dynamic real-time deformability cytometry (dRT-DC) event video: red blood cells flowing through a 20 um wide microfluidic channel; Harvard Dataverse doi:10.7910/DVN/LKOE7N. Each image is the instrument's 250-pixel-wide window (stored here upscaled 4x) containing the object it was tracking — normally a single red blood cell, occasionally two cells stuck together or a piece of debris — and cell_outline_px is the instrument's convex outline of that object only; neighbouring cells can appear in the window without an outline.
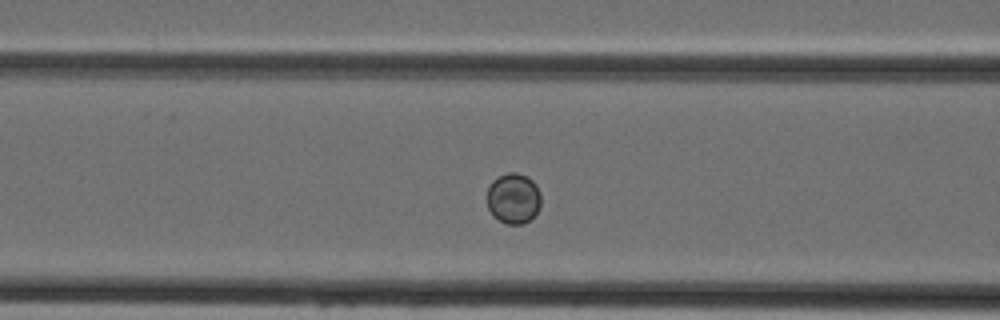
{"species": "Egyptian fruit bat (a non-hibernating species)", "species_latin": "Rousettus aegyptiacus", "temperature_condition": "cold", "stored_images_in_passage": 40, "camera_frame_rate_fps": 3000, "um_per_image_px": 0.085, "animal": {"sex": "female"}, "frame": {"image": 1, "passage_image": 12, "time_ms": 3.667, "image_size_px": [1000, 320], "cell_outline_px": [[540, 208], [524, 224], [508, 224], [492, 216], [488, 208], [488, 188], [492, 180], [508, 172], [516, 172], [532, 180], [536, 184], [540, 192]], "centroid_in_image_um": [43.64, 16.86], "position_along_channel_um": 123.0, "area_um2": 15.78}}
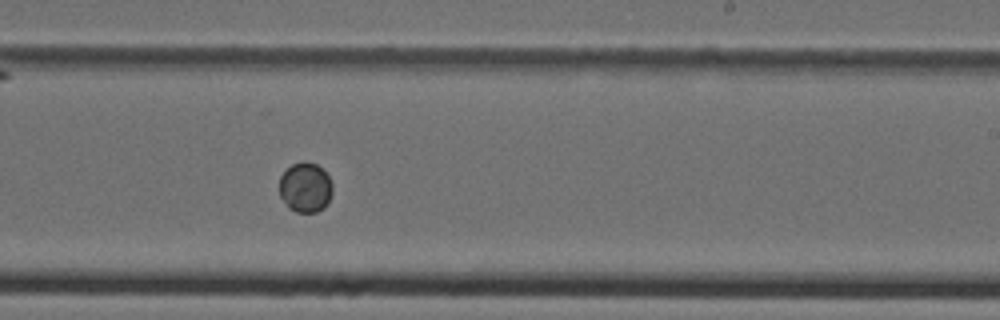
{"frame": {"image": 2, "passage_image": 22, "time_ms": 7.0, "image_size_px": [1000, 320], "cell_outline_px": [[332, 192], [328, 204], [324, 208], [316, 212], [296, 212], [288, 208], [280, 196], [280, 176], [292, 164], [304, 160], [316, 164], [328, 176], [332, 184]], "centroid_in_image_um": [25.96, 15.94], "position_along_channel_um": 263.0, "area_um2": 15.49}}
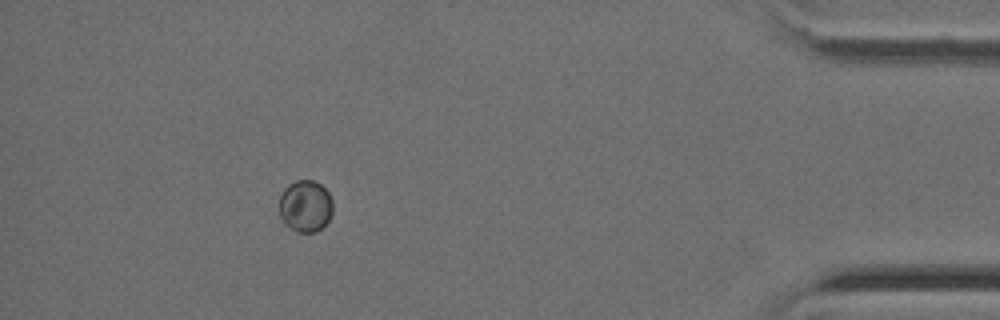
{"frame": {"image": 3, "passage_image": 36, "time_ms": 11.667, "image_size_px": [1000, 320], "cell_outline_px": [[332, 212], [328, 220], [316, 232], [296, 232], [284, 224], [280, 216], [280, 196], [284, 188], [288, 184], [296, 180], [312, 180], [320, 184], [328, 192], [332, 200]], "centroid_in_image_um": [25.94, 17.51], "position_along_channel_um": 409.3, "area_um2": 16.18}}